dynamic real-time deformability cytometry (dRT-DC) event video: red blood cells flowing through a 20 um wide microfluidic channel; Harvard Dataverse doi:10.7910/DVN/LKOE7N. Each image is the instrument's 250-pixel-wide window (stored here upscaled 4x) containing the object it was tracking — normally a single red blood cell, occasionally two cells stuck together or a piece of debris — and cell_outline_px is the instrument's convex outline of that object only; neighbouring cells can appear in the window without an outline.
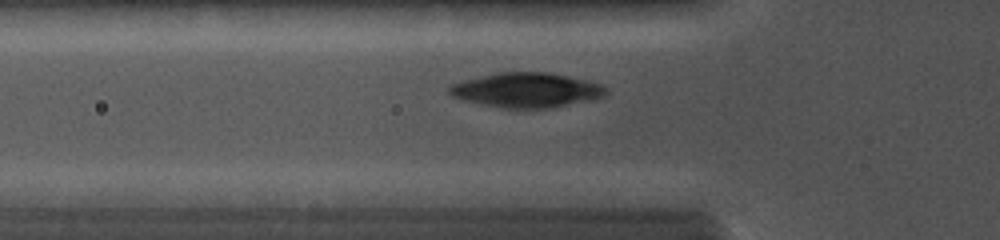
{"species": "common noctule bat (a hibernating species)", "species_latin": "Nyctalus noctula", "temperature_condition": "cold", "stored_images_in_passage": 19, "camera_frame_rate_fps": 5000, "um_per_image_px": 0.085, "animal": {"sex": "female", "body_mass_g": 19.0, "forearm_length_mm": 56.7}, "frame": {"image": 1, "passage_image": 5, "time_ms": 2.2, "image_size_px": [1000, 240], "cell_outline_px": [[608, 92], [604, 96], [588, 100], [548, 108], [500, 108], [480, 104], [464, 100], [452, 96], [444, 88], [452, 84], [464, 80], [500, 72], [548, 72], [604, 84], [608, 88]], "centroid_in_image_um": [44.73, 7.66], "position_along_channel_um": 81.1, "area_um2": 31.62}}
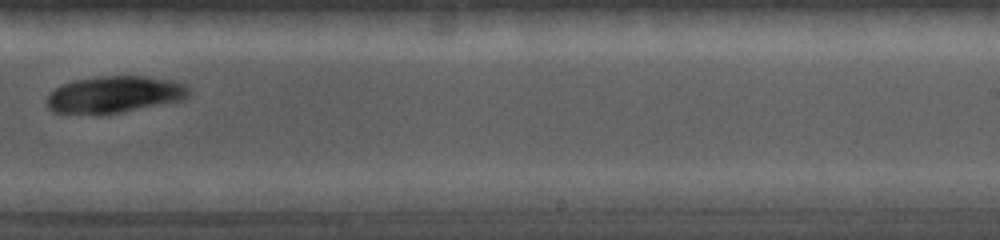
{"frame": {"image": 2, "passage_image": 13, "time_ms": 6.8, "image_size_px": [1000, 240], "cell_outline_px": [[188, 96], [184, 100], [120, 112], [96, 116], [52, 112], [48, 108], [44, 100], [60, 84], [76, 80], [104, 76], [144, 76], [172, 80], [188, 84]], "centroid_in_image_um": [9.69, 8.05], "position_along_channel_um": 279.3, "area_um2": 30.92}}
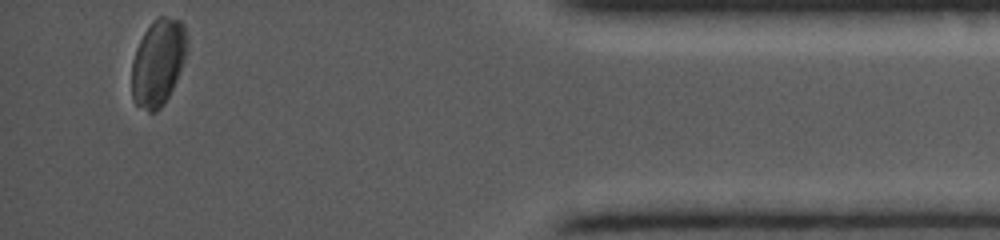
{"frame": {"image": 3, "passage_image": 19, "time_ms": 11.0, "image_size_px": [1000, 240], "cell_outline_px": [[188, 48], [184, 60], [176, 80], [164, 104], [156, 112], [148, 112], [136, 104], [132, 100], [132, 60], [136, 48], [144, 32], [152, 20], [156, 16], [168, 16], [180, 20], [184, 24], [188, 36]], "centroid_in_image_um": [13.45, 5.27], "position_along_channel_um": 421.8, "area_um2": 28.26}}